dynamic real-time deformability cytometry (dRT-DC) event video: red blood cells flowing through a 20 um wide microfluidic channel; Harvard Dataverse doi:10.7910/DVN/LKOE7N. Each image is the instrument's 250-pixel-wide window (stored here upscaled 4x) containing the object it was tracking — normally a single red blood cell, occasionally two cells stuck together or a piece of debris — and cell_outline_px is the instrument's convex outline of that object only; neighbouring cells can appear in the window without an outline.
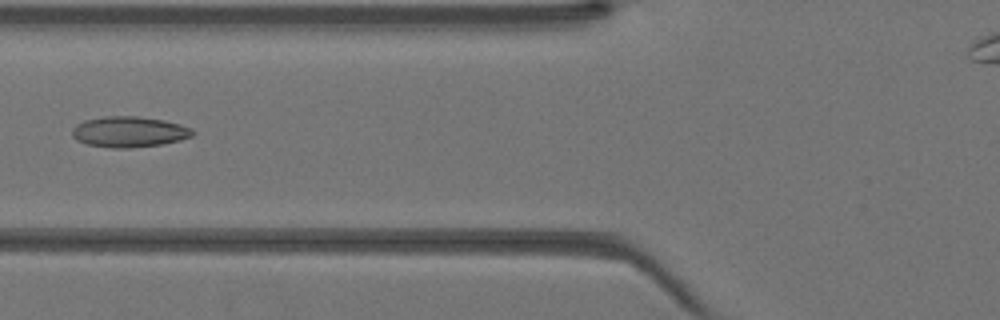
{"species": "Egyptian fruit bat (a non-hibernating species)", "species_latin": "Rousettus aegyptiacus", "temperature_condition": "warm", "stored_images_in_passage": 36, "camera_frame_rate_fps": 3000, "um_per_image_px": 0.085, "animal": {"sex": "female"}, "frame": {"image": 1, "passage_image": 13, "time_ms": 4.0, "image_size_px": [1000, 320], "cell_outline_px": [[196, 132], [192, 136], [180, 140], [160, 144], [132, 148], [112, 148], [88, 144], [76, 140], [72, 136], [72, 128], [76, 124], [84, 120], [104, 116], [136, 116], [164, 120], [180, 124], [192, 128]], "centroid_in_image_um": [10.97, 11.2], "position_along_channel_um": 114.8, "area_um2": 21.68}}
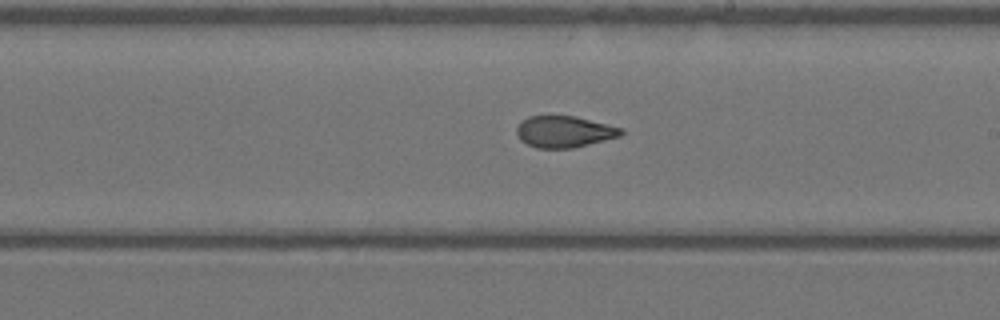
{"frame": {"image": 2, "passage_image": 21, "time_ms": 6.667, "image_size_px": [1000, 320], "cell_outline_px": [[624, 132], [620, 136], [572, 148], [536, 148], [520, 140], [516, 132], [516, 128], [520, 120], [528, 116], [576, 116], [624, 128]], "centroid_in_image_um": [47.94, 11.18], "position_along_channel_um": 241.1, "area_um2": 19.25}}
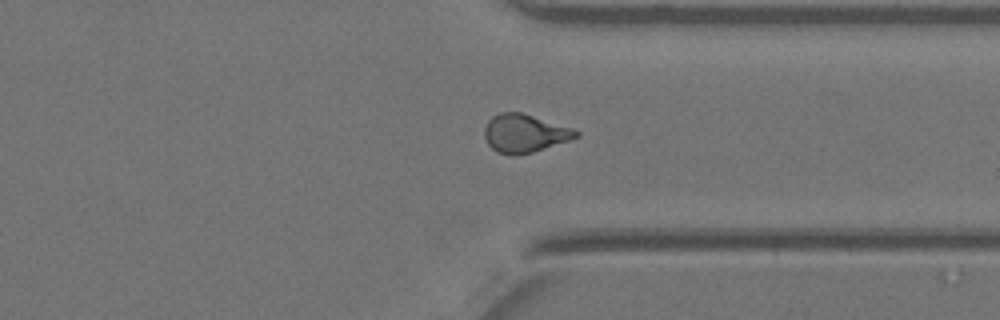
{"frame": {"image": 3, "passage_image": 29, "time_ms": 9.333, "image_size_px": [1000, 320], "cell_outline_px": [[580, 136], [572, 140], [532, 152], [496, 152], [488, 144], [484, 136], [484, 128], [488, 120], [492, 116], [500, 112], [520, 112], [572, 128], [580, 132]], "centroid_in_image_um": [44.61, 11.3], "position_along_channel_um": 366.8, "area_um2": 19.94}}